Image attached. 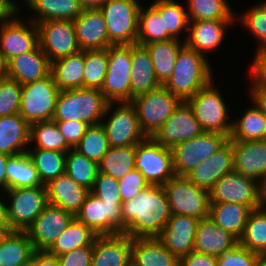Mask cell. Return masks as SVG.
<instances>
[{
	"label": "cell",
	"mask_w": 266,
	"mask_h": 266,
	"mask_svg": "<svg viewBox=\"0 0 266 266\" xmlns=\"http://www.w3.org/2000/svg\"><path fill=\"white\" fill-rule=\"evenodd\" d=\"M171 215H186L197 219L209 217V191L197 187L185 176H174L163 185Z\"/></svg>",
	"instance_id": "7"
},
{
	"label": "cell",
	"mask_w": 266,
	"mask_h": 266,
	"mask_svg": "<svg viewBox=\"0 0 266 266\" xmlns=\"http://www.w3.org/2000/svg\"><path fill=\"white\" fill-rule=\"evenodd\" d=\"M163 18L164 31L173 39L179 40V33L189 29L187 12L180 3L174 0H156L151 4Z\"/></svg>",
	"instance_id": "46"
},
{
	"label": "cell",
	"mask_w": 266,
	"mask_h": 266,
	"mask_svg": "<svg viewBox=\"0 0 266 266\" xmlns=\"http://www.w3.org/2000/svg\"><path fill=\"white\" fill-rule=\"evenodd\" d=\"M208 60L186 44L178 52L174 70L164 86L182 102L212 81Z\"/></svg>",
	"instance_id": "3"
},
{
	"label": "cell",
	"mask_w": 266,
	"mask_h": 266,
	"mask_svg": "<svg viewBox=\"0 0 266 266\" xmlns=\"http://www.w3.org/2000/svg\"><path fill=\"white\" fill-rule=\"evenodd\" d=\"M59 93L51 73L43 79L22 85L19 114L30 125L51 121Z\"/></svg>",
	"instance_id": "6"
},
{
	"label": "cell",
	"mask_w": 266,
	"mask_h": 266,
	"mask_svg": "<svg viewBox=\"0 0 266 266\" xmlns=\"http://www.w3.org/2000/svg\"><path fill=\"white\" fill-rule=\"evenodd\" d=\"M22 85L11 78L0 79V117L20 112Z\"/></svg>",
	"instance_id": "50"
},
{
	"label": "cell",
	"mask_w": 266,
	"mask_h": 266,
	"mask_svg": "<svg viewBox=\"0 0 266 266\" xmlns=\"http://www.w3.org/2000/svg\"><path fill=\"white\" fill-rule=\"evenodd\" d=\"M79 47L84 50H103L109 41L106 22L100 9H86L73 21Z\"/></svg>",
	"instance_id": "24"
},
{
	"label": "cell",
	"mask_w": 266,
	"mask_h": 266,
	"mask_svg": "<svg viewBox=\"0 0 266 266\" xmlns=\"http://www.w3.org/2000/svg\"><path fill=\"white\" fill-rule=\"evenodd\" d=\"M251 95L254 103L258 104L266 114V86H253Z\"/></svg>",
	"instance_id": "60"
},
{
	"label": "cell",
	"mask_w": 266,
	"mask_h": 266,
	"mask_svg": "<svg viewBox=\"0 0 266 266\" xmlns=\"http://www.w3.org/2000/svg\"><path fill=\"white\" fill-rule=\"evenodd\" d=\"M232 21L199 20L189 21V34L185 44L204 56V52L215 50L224 39L225 26ZM191 24V25H190ZM191 32V33H190Z\"/></svg>",
	"instance_id": "31"
},
{
	"label": "cell",
	"mask_w": 266,
	"mask_h": 266,
	"mask_svg": "<svg viewBox=\"0 0 266 266\" xmlns=\"http://www.w3.org/2000/svg\"><path fill=\"white\" fill-rule=\"evenodd\" d=\"M29 140L30 124L19 113L0 117V153L10 156L27 153L22 147Z\"/></svg>",
	"instance_id": "30"
},
{
	"label": "cell",
	"mask_w": 266,
	"mask_h": 266,
	"mask_svg": "<svg viewBox=\"0 0 266 266\" xmlns=\"http://www.w3.org/2000/svg\"><path fill=\"white\" fill-rule=\"evenodd\" d=\"M10 157L8 154L0 153V187L7 191L6 164Z\"/></svg>",
	"instance_id": "63"
},
{
	"label": "cell",
	"mask_w": 266,
	"mask_h": 266,
	"mask_svg": "<svg viewBox=\"0 0 266 266\" xmlns=\"http://www.w3.org/2000/svg\"><path fill=\"white\" fill-rule=\"evenodd\" d=\"M209 196L210 203H237L254 210L262 206V184L251 177L232 171L213 185L209 190Z\"/></svg>",
	"instance_id": "12"
},
{
	"label": "cell",
	"mask_w": 266,
	"mask_h": 266,
	"mask_svg": "<svg viewBox=\"0 0 266 266\" xmlns=\"http://www.w3.org/2000/svg\"><path fill=\"white\" fill-rule=\"evenodd\" d=\"M26 3L37 12L38 17L30 20L35 24L50 20L74 21L84 10L79 0H28Z\"/></svg>",
	"instance_id": "36"
},
{
	"label": "cell",
	"mask_w": 266,
	"mask_h": 266,
	"mask_svg": "<svg viewBox=\"0 0 266 266\" xmlns=\"http://www.w3.org/2000/svg\"><path fill=\"white\" fill-rule=\"evenodd\" d=\"M181 102L164 85L136 96L130 101L135 108L140 128L146 137H152Z\"/></svg>",
	"instance_id": "4"
},
{
	"label": "cell",
	"mask_w": 266,
	"mask_h": 266,
	"mask_svg": "<svg viewBox=\"0 0 266 266\" xmlns=\"http://www.w3.org/2000/svg\"><path fill=\"white\" fill-rule=\"evenodd\" d=\"M108 67L100 92L109 103L131 101V45L107 48Z\"/></svg>",
	"instance_id": "5"
},
{
	"label": "cell",
	"mask_w": 266,
	"mask_h": 266,
	"mask_svg": "<svg viewBox=\"0 0 266 266\" xmlns=\"http://www.w3.org/2000/svg\"><path fill=\"white\" fill-rule=\"evenodd\" d=\"M118 186V180L99 171L90 192L103 202L122 203Z\"/></svg>",
	"instance_id": "53"
},
{
	"label": "cell",
	"mask_w": 266,
	"mask_h": 266,
	"mask_svg": "<svg viewBox=\"0 0 266 266\" xmlns=\"http://www.w3.org/2000/svg\"><path fill=\"white\" fill-rule=\"evenodd\" d=\"M93 246L74 249L68 253L57 256L59 266H91Z\"/></svg>",
	"instance_id": "56"
},
{
	"label": "cell",
	"mask_w": 266,
	"mask_h": 266,
	"mask_svg": "<svg viewBox=\"0 0 266 266\" xmlns=\"http://www.w3.org/2000/svg\"><path fill=\"white\" fill-rule=\"evenodd\" d=\"M179 266H217V257L193 250L179 258Z\"/></svg>",
	"instance_id": "58"
},
{
	"label": "cell",
	"mask_w": 266,
	"mask_h": 266,
	"mask_svg": "<svg viewBox=\"0 0 266 266\" xmlns=\"http://www.w3.org/2000/svg\"><path fill=\"white\" fill-rule=\"evenodd\" d=\"M122 233L132 238L159 237L171 212L163 186L149 185L131 200L122 202Z\"/></svg>",
	"instance_id": "1"
},
{
	"label": "cell",
	"mask_w": 266,
	"mask_h": 266,
	"mask_svg": "<svg viewBox=\"0 0 266 266\" xmlns=\"http://www.w3.org/2000/svg\"><path fill=\"white\" fill-rule=\"evenodd\" d=\"M233 171L232 140H228L217 152L194 167L185 177L197 187L210 190L225 174Z\"/></svg>",
	"instance_id": "22"
},
{
	"label": "cell",
	"mask_w": 266,
	"mask_h": 266,
	"mask_svg": "<svg viewBox=\"0 0 266 266\" xmlns=\"http://www.w3.org/2000/svg\"><path fill=\"white\" fill-rule=\"evenodd\" d=\"M203 132L204 130L195 119L192 109L186 102H181L152 138L172 149L175 145L195 138Z\"/></svg>",
	"instance_id": "18"
},
{
	"label": "cell",
	"mask_w": 266,
	"mask_h": 266,
	"mask_svg": "<svg viewBox=\"0 0 266 266\" xmlns=\"http://www.w3.org/2000/svg\"><path fill=\"white\" fill-rule=\"evenodd\" d=\"M84 51L51 62V74L59 90L83 88Z\"/></svg>",
	"instance_id": "34"
},
{
	"label": "cell",
	"mask_w": 266,
	"mask_h": 266,
	"mask_svg": "<svg viewBox=\"0 0 266 266\" xmlns=\"http://www.w3.org/2000/svg\"><path fill=\"white\" fill-rule=\"evenodd\" d=\"M30 143L36 141V148L67 153L72 147L59 132L55 121H42L30 125ZM71 148V149H70Z\"/></svg>",
	"instance_id": "45"
},
{
	"label": "cell",
	"mask_w": 266,
	"mask_h": 266,
	"mask_svg": "<svg viewBox=\"0 0 266 266\" xmlns=\"http://www.w3.org/2000/svg\"><path fill=\"white\" fill-rule=\"evenodd\" d=\"M262 259L259 254L246 249L238 242L217 257V266H258Z\"/></svg>",
	"instance_id": "51"
},
{
	"label": "cell",
	"mask_w": 266,
	"mask_h": 266,
	"mask_svg": "<svg viewBox=\"0 0 266 266\" xmlns=\"http://www.w3.org/2000/svg\"><path fill=\"white\" fill-rule=\"evenodd\" d=\"M7 66H8L7 60L0 52V79L7 77Z\"/></svg>",
	"instance_id": "65"
},
{
	"label": "cell",
	"mask_w": 266,
	"mask_h": 266,
	"mask_svg": "<svg viewBox=\"0 0 266 266\" xmlns=\"http://www.w3.org/2000/svg\"><path fill=\"white\" fill-rule=\"evenodd\" d=\"M136 145L110 147L99 163V171L120 180L135 169Z\"/></svg>",
	"instance_id": "41"
},
{
	"label": "cell",
	"mask_w": 266,
	"mask_h": 266,
	"mask_svg": "<svg viewBox=\"0 0 266 266\" xmlns=\"http://www.w3.org/2000/svg\"><path fill=\"white\" fill-rule=\"evenodd\" d=\"M135 169L149 185L163 186L175 176L172 149L146 137L136 144Z\"/></svg>",
	"instance_id": "9"
},
{
	"label": "cell",
	"mask_w": 266,
	"mask_h": 266,
	"mask_svg": "<svg viewBox=\"0 0 266 266\" xmlns=\"http://www.w3.org/2000/svg\"><path fill=\"white\" fill-rule=\"evenodd\" d=\"M97 234L76 218L51 244L46 252L53 256L63 255L74 249L93 246Z\"/></svg>",
	"instance_id": "35"
},
{
	"label": "cell",
	"mask_w": 266,
	"mask_h": 266,
	"mask_svg": "<svg viewBox=\"0 0 266 266\" xmlns=\"http://www.w3.org/2000/svg\"><path fill=\"white\" fill-rule=\"evenodd\" d=\"M184 45L185 41L181 44L178 39L152 42L145 45L154 65L156 77L161 85H164L170 78L178 52Z\"/></svg>",
	"instance_id": "37"
},
{
	"label": "cell",
	"mask_w": 266,
	"mask_h": 266,
	"mask_svg": "<svg viewBox=\"0 0 266 266\" xmlns=\"http://www.w3.org/2000/svg\"><path fill=\"white\" fill-rule=\"evenodd\" d=\"M239 20L259 39L261 44L258 47H266V3L255 5L240 16Z\"/></svg>",
	"instance_id": "52"
},
{
	"label": "cell",
	"mask_w": 266,
	"mask_h": 266,
	"mask_svg": "<svg viewBox=\"0 0 266 266\" xmlns=\"http://www.w3.org/2000/svg\"><path fill=\"white\" fill-rule=\"evenodd\" d=\"M131 100L161 86L147 48L143 45H131Z\"/></svg>",
	"instance_id": "28"
},
{
	"label": "cell",
	"mask_w": 266,
	"mask_h": 266,
	"mask_svg": "<svg viewBox=\"0 0 266 266\" xmlns=\"http://www.w3.org/2000/svg\"><path fill=\"white\" fill-rule=\"evenodd\" d=\"M84 88H101L108 67L107 49L84 50Z\"/></svg>",
	"instance_id": "49"
},
{
	"label": "cell",
	"mask_w": 266,
	"mask_h": 266,
	"mask_svg": "<svg viewBox=\"0 0 266 266\" xmlns=\"http://www.w3.org/2000/svg\"><path fill=\"white\" fill-rule=\"evenodd\" d=\"M13 230L10 227L8 220L7 207L0 201V235L7 234Z\"/></svg>",
	"instance_id": "62"
},
{
	"label": "cell",
	"mask_w": 266,
	"mask_h": 266,
	"mask_svg": "<svg viewBox=\"0 0 266 266\" xmlns=\"http://www.w3.org/2000/svg\"><path fill=\"white\" fill-rule=\"evenodd\" d=\"M254 58L251 71L253 86H266V47L257 48Z\"/></svg>",
	"instance_id": "57"
},
{
	"label": "cell",
	"mask_w": 266,
	"mask_h": 266,
	"mask_svg": "<svg viewBox=\"0 0 266 266\" xmlns=\"http://www.w3.org/2000/svg\"><path fill=\"white\" fill-rule=\"evenodd\" d=\"M71 150L72 152L68 151L66 154L65 173L76 183L91 191L99 172V164L74 148Z\"/></svg>",
	"instance_id": "44"
},
{
	"label": "cell",
	"mask_w": 266,
	"mask_h": 266,
	"mask_svg": "<svg viewBox=\"0 0 266 266\" xmlns=\"http://www.w3.org/2000/svg\"><path fill=\"white\" fill-rule=\"evenodd\" d=\"M7 1H9L17 10H18V7H17V5H16V3L15 2H13V1H11V0H7ZM26 2L28 1V0H25Z\"/></svg>",
	"instance_id": "68"
},
{
	"label": "cell",
	"mask_w": 266,
	"mask_h": 266,
	"mask_svg": "<svg viewBox=\"0 0 266 266\" xmlns=\"http://www.w3.org/2000/svg\"><path fill=\"white\" fill-rule=\"evenodd\" d=\"M255 105V107L248 108L237 122H232L230 140L248 141L266 139V114L258 104Z\"/></svg>",
	"instance_id": "39"
},
{
	"label": "cell",
	"mask_w": 266,
	"mask_h": 266,
	"mask_svg": "<svg viewBox=\"0 0 266 266\" xmlns=\"http://www.w3.org/2000/svg\"><path fill=\"white\" fill-rule=\"evenodd\" d=\"M39 46L50 63L81 51L73 21L50 20L36 24Z\"/></svg>",
	"instance_id": "14"
},
{
	"label": "cell",
	"mask_w": 266,
	"mask_h": 266,
	"mask_svg": "<svg viewBox=\"0 0 266 266\" xmlns=\"http://www.w3.org/2000/svg\"><path fill=\"white\" fill-rule=\"evenodd\" d=\"M108 0H79L82 8L86 9H99Z\"/></svg>",
	"instance_id": "64"
},
{
	"label": "cell",
	"mask_w": 266,
	"mask_h": 266,
	"mask_svg": "<svg viewBox=\"0 0 266 266\" xmlns=\"http://www.w3.org/2000/svg\"><path fill=\"white\" fill-rule=\"evenodd\" d=\"M8 220L13 231H26L49 204L46 186L9 189Z\"/></svg>",
	"instance_id": "13"
},
{
	"label": "cell",
	"mask_w": 266,
	"mask_h": 266,
	"mask_svg": "<svg viewBox=\"0 0 266 266\" xmlns=\"http://www.w3.org/2000/svg\"><path fill=\"white\" fill-rule=\"evenodd\" d=\"M266 203V180L262 183V207H265Z\"/></svg>",
	"instance_id": "66"
},
{
	"label": "cell",
	"mask_w": 266,
	"mask_h": 266,
	"mask_svg": "<svg viewBox=\"0 0 266 266\" xmlns=\"http://www.w3.org/2000/svg\"><path fill=\"white\" fill-rule=\"evenodd\" d=\"M35 152L27 149V154L35 165L43 185L65 173L66 153L35 148Z\"/></svg>",
	"instance_id": "42"
},
{
	"label": "cell",
	"mask_w": 266,
	"mask_h": 266,
	"mask_svg": "<svg viewBox=\"0 0 266 266\" xmlns=\"http://www.w3.org/2000/svg\"><path fill=\"white\" fill-rule=\"evenodd\" d=\"M173 39L167 31H164L163 18L151 5L146 12L140 7L138 14V35L136 43L147 45L152 42L168 41Z\"/></svg>",
	"instance_id": "43"
},
{
	"label": "cell",
	"mask_w": 266,
	"mask_h": 266,
	"mask_svg": "<svg viewBox=\"0 0 266 266\" xmlns=\"http://www.w3.org/2000/svg\"><path fill=\"white\" fill-rule=\"evenodd\" d=\"M239 240L230 232L217 226L209 218L201 219L194 238V250L218 257L223 251L234 247Z\"/></svg>",
	"instance_id": "29"
},
{
	"label": "cell",
	"mask_w": 266,
	"mask_h": 266,
	"mask_svg": "<svg viewBox=\"0 0 266 266\" xmlns=\"http://www.w3.org/2000/svg\"><path fill=\"white\" fill-rule=\"evenodd\" d=\"M185 102L204 131L218 132L230 137L232 123L227 121V107L212 81Z\"/></svg>",
	"instance_id": "10"
},
{
	"label": "cell",
	"mask_w": 266,
	"mask_h": 266,
	"mask_svg": "<svg viewBox=\"0 0 266 266\" xmlns=\"http://www.w3.org/2000/svg\"><path fill=\"white\" fill-rule=\"evenodd\" d=\"M132 237L124 233L98 235L91 266H131Z\"/></svg>",
	"instance_id": "23"
},
{
	"label": "cell",
	"mask_w": 266,
	"mask_h": 266,
	"mask_svg": "<svg viewBox=\"0 0 266 266\" xmlns=\"http://www.w3.org/2000/svg\"><path fill=\"white\" fill-rule=\"evenodd\" d=\"M239 243L266 258V208L261 206L250 212Z\"/></svg>",
	"instance_id": "40"
},
{
	"label": "cell",
	"mask_w": 266,
	"mask_h": 266,
	"mask_svg": "<svg viewBox=\"0 0 266 266\" xmlns=\"http://www.w3.org/2000/svg\"><path fill=\"white\" fill-rule=\"evenodd\" d=\"M140 7L137 0H108L99 8L112 45L136 44Z\"/></svg>",
	"instance_id": "8"
},
{
	"label": "cell",
	"mask_w": 266,
	"mask_h": 266,
	"mask_svg": "<svg viewBox=\"0 0 266 266\" xmlns=\"http://www.w3.org/2000/svg\"><path fill=\"white\" fill-rule=\"evenodd\" d=\"M34 252L25 231L0 235V266H29Z\"/></svg>",
	"instance_id": "32"
},
{
	"label": "cell",
	"mask_w": 266,
	"mask_h": 266,
	"mask_svg": "<svg viewBox=\"0 0 266 266\" xmlns=\"http://www.w3.org/2000/svg\"><path fill=\"white\" fill-rule=\"evenodd\" d=\"M109 148L106 131L101 124H98L86 129L85 134L74 149L99 164Z\"/></svg>",
	"instance_id": "48"
},
{
	"label": "cell",
	"mask_w": 266,
	"mask_h": 266,
	"mask_svg": "<svg viewBox=\"0 0 266 266\" xmlns=\"http://www.w3.org/2000/svg\"><path fill=\"white\" fill-rule=\"evenodd\" d=\"M189 21H233L234 15L226 0H189Z\"/></svg>",
	"instance_id": "47"
},
{
	"label": "cell",
	"mask_w": 266,
	"mask_h": 266,
	"mask_svg": "<svg viewBox=\"0 0 266 266\" xmlns=\"http://www.w3.org/2000/svg\"><path fill=\"white\" fill-rule=\"evenodd\" d=\"M104 127L110 147L136 145L146 138L142 132L135 108L130 102H121Z\"/></svg>",
	"instance_id": "17"
},
{
	"label": "cell",
	"mask_w": 266,
	"mask_h": 266,
	"mask_svg": "<svg viewBox=\"0 0 266 266\" xmlns=\"http://www.w3.org/2000/svg\"><path fill=\"white\" fill-rule=\"evenodd\" d=\"M251 211L249 206L237 203H210L208 218L239 240Z\"/></svg>",
	"instance_id": "33"
},
{
	"label": "cell",
	"mask_w": 266,
	"mask_h": 266,
	"mask_svg": "<svg viewBox=\"0 0 266 266\" xmlns=\"http://www.w3.org/2000/svg\"><path fill=\"white\" fill-rule=\"evenodd\" d=\"M29 266H59L57 256L48 254L46 251H35Z\"/></svg>",
	"instance_id": "59"
},
{
	"label": "cell",
	"mask_w": 266,
	"mask_h": 266,
	"mask_svg": "<svg viewBox=\"0 0 266 266\" xmlns=\"http://www.w3.org/2000/svg\"><path fill=\"white\" fill-rule=\"evenodd\" d=\"M121 204L103 202L89 192L75 218L91 228L97 235L122 233Z\"/></svg>",
	"instance_id": "15"
},
{
	"label": "cell",
	"mask_w": 266,
	"mask_h": 266,
	"mask_svg": "<svg viewBox=\"0 0 266 266\" xmlns=\"http://www.w3.org/2000/svg\"><path fill=\"white\" fill-rule=\"evenodd\" d=\"M45 186L49 203L61 207L75 216L90 192L72 180L66 173Z\"/></svg>",
	"instance_id": "26"
},
{
	"label": "cell",
	"mask_w": 266,
	"mask_h": 266,
	"mask_svg": "<svg viewBox=\"0 0 266 266\" xmlns=\"http://www.w3.org/2000/svg\"><path fill=\"white\" fill-rule=\"evenodd\" d=\"M258 266H266V258H263V259L259 262Z\"/></svg>",
	"instance_id": "67"
},
{
	"label": "cell",
	"mask_w": 266,
	"mask_h": 266,
	"mask_svg": "<svg viewBox=\"0 0 266 266\" xmlns=\"http://www.w3.org/2000/svg\"><path fill=\"white\" fill-rule=\"evenodd\" d=\"M17 9L7 0H0V21L7 22L9 18L17 14Z\"/></svg>",
	"instance_id": "61"
},
{
	"label": "cell",
	"mask_w": 266,
	"mask_h": 266,
	"mask_svg": "<svg viewBox=\"0 0 266 266\" xmlns=\"http://www.w3.org/2000/svg\"><path fill=\"white\" fill-rule=\"evenodd\" d=\"M7 63V77L21 85L43 79L51 72V63L40 46L11 58Z\"/></svg>",
	"instance_id": "25"
},
{
	"label": "cell",
	"mask_w": 266,
	"mask_h": 266,
	"mask_svg": "<svg viewBox=\"0 0 266 266\" xmlns=\"http://www.w3.org/2000/svg\"><path fill=\"white\" fill-rule=\"evenodd\" d=\"M200 219L171 215L158 237L178 259L194 250V238Z\"/></svg>",
	"instance_id": "21"
},
{
	"label": "cell",
	"mask_w": 266,
	"mask_h": 266,
	"mask_svg": "<svg viewBox=\"0 0 266 266\" xmlns=\"http://www.w3.org/2000/svg\"><path fill=\"white\" fill-rule=\"evenodd\" d=\"M229 137L218 132L204 131L201 135L179 143L172 148L176 176H186L194 167L217 152Z\"/></svg>",
	"instance_id": "11"
},
{
	"label": "cell",
	"mask_w": 266,
	"mask_h": 266,
	"mask_svg": "<svg viewBox=\"0 0 266 266\" xmlns=\"http://www.w3.org/2000/svg\"><path fill=\"white\" fill-rule=\"evenodd\" d=\"M28 27L18 18H10L2 23L0 29V52L7 62L20 54L33 51L39 46V31L37 25Z\"/></svg>",
	"instance_id": "19"
},
{
	"label": "cell",
	"mask_w": 266,
	"mask_h": 266,
	"mask_svg": "<svg viewBox=\"0 0 266 266\" xmlns=\"http://www.w3.org/2000/svg\"><path fill=\"white\" fill-rule=\"evenodd\" d=\"M131 266H179V259L158 237L132 238Z\"/></svg>",
	"instance_id": "27"
},
{
	"label": "cell",
	"mask_w": 266,
	"mask_h": 266,
	"mask_svg": "<svg viewBox=\"0 0 266 266\" xmlns=\"http://www.w3.org/2000/svg\"><path fill=\"white\" fill-rule=\"evenodd\" d=\"M232 149L233 171L262 184L266 180V139L232 141Z\"/></svg>",
	"instance_id": "20"
},
{
	"label": "cell",
	"mask_w": 266,
	"mask_h": 266,
	"mask_svg": "<svg viewBox=\"0 0 266 266\" xmlns=\"http://www.w3.org/2000/svg\"><path fill=\"white\" fill-rule=\"evenodd\" d=\"M7 190L45 186L27 153L10 156L6 164Z\"/></svg>",
	"instance_id": "38"
},
{
	"label": "cell",
	"mask_w": 266,
	"mask_h": 266,
	"mask_svg": "<svg viewBox=\"0 0 266 266\" xmlns=\"http://www.w3.org/2000/svg\"><path fill=\"white\" fill-rule=\"evenodd\" d=\"M118 182L122 202L133 199L140 191L149 186V183L145 180L144 176L136 169L129 172L123 178L118 180Z\"/></svg>",
	"instance_id": "54"
},
{
	"label": "cell",
	"mask_w": 266,
	"mask_h": 266,
	"mask_svg": "<svg viewBox=\"0 0 266 266\" xmlns=\"http://www.w3.org/2000/svg\"><path fill=\"white\" fill-rule=\"evenodd\" d=\"M55 123L59 132L72 148H75L89 127L88 124L81 121H55Z\"/></svg>",
	"instance_id": "55"
},
{
	"label": "cell",
	"mask_w": 266,
	"mask_h": 266,
	"mask_svg": "<svg viewBox=\"0 0 266 266\" xmlns=\"http://www.w3.org/2000/svg\"><path fill=\"white\" fill-rule=\"evenodd\" d=\"M74 219L72 213L49 203L25 232L35 251H46Z\"/></svg>",
	"instance_id": "16"
},
{
	"label": "cell",
	"mask_w": 266,
	"mask_h": 266,
	"mask_svg": "<svg viewBox=\"0 0 266 266\" xmlns=\"http://www.w3.org/2000/svg\"><path fill=\"white\" fill-rule=\"evenodd\" d=\"M115 103H109L99 89L60 90L53 121H81L89 126L101 124Z\"/></svg>",
	"instance_id": "2"
}]
</instances>
